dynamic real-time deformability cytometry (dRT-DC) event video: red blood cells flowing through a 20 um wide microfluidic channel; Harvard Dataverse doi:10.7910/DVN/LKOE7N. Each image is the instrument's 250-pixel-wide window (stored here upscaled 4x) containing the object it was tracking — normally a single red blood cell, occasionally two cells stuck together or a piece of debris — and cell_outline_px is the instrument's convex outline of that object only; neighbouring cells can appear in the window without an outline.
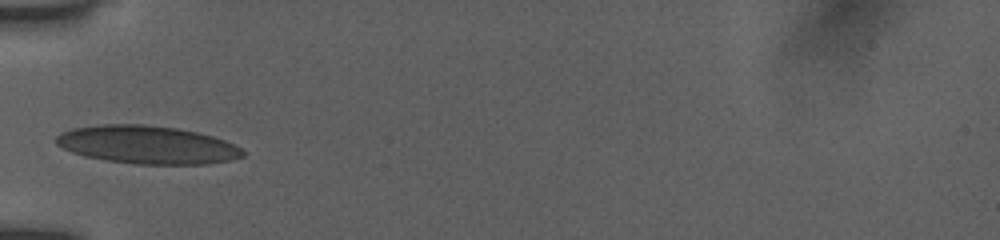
{"species": "human", "species_latin": "Homo sapiens", "temperature_condition": "room temperature", "stored_images_in_passage": 35, "camera_frame_rate_fps": 3000, "um_per_image_px": 0.085, "donor": {"sex": "female"}, "frame": {"image": 1, "passage_image": 1, "time_ms": 0.0, "image_size_px": [1000, 240], "cell_outline_px": [[244, 156], [232, 160], [208, 164], [136, 164], [108, 160], [84, 156], [72, 152], [56, 144], [56, 136], [60, 132], [72, 128], [100, 124], [144, 124], [176, 128], [196, 132], [212, 136], [224, 140], [240, 148], [244, 152]], "centroid_in_image_um": [12.49, 12.3], "position_along_channel_um": 72.5, "area_um2": 41.33}}
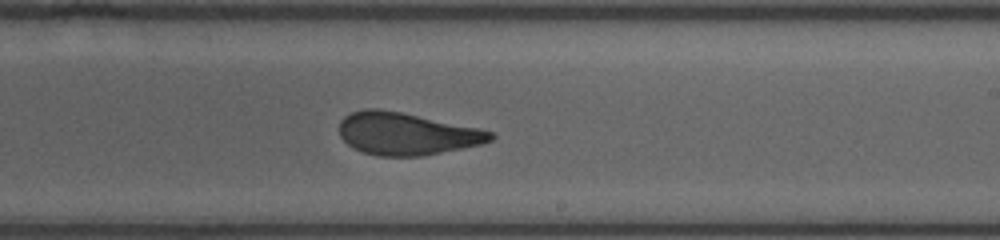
{"frame": {"image": 2, "passage_image": 15, "time_ms": 4.667, "image_size_px": [1000, 240], "cell_outline_px": [[496, 136], [492, 140], [480, 144], [424, 156], [376, 156], [352, 148], [340, 136], [340, 120], [344, 116], [352, 112], [364, 108], [380, 108], [480, 128], [492, 132]], "centroid_in_image_um": [34.54, 11.36], "position_along_channel_um": 254.5, "area_um2": 37.34}}
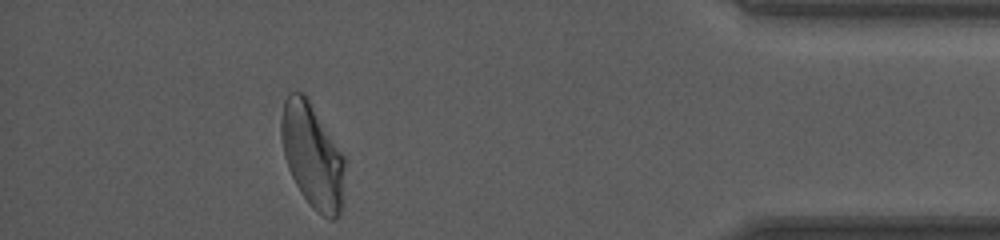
{"frame": {"image": 3, "passage_image": 30, "time_ms": 9.667, "image_size_px": [1000, 240], "cell_outline_px": [[344, 168], [340, 216], [332, 220], [328, 220], [316, 212], [308, 204], [300, 192], [288, 168], [284, 156], [280, 136], [280, 120], [284, 100], [288, 92], [304, 92], [308, 96], [344, 156]], "centroid_in_image_um": [26.52, 13.21], "position_along_channel_um": 408.7, "area_um2": 39.13}, "authors_computed_cell_mechanics": {"area_um2": 38.3214, "velocity_mm_per_s": 3.896, "shape_relaxation_time_tau1_ms": 8.0464, "shape_relaxation_time_tau2_ms": 1.0835, "deformation_change_tau1": 0.2233, "deformation_change_tau2": 0.0756}}